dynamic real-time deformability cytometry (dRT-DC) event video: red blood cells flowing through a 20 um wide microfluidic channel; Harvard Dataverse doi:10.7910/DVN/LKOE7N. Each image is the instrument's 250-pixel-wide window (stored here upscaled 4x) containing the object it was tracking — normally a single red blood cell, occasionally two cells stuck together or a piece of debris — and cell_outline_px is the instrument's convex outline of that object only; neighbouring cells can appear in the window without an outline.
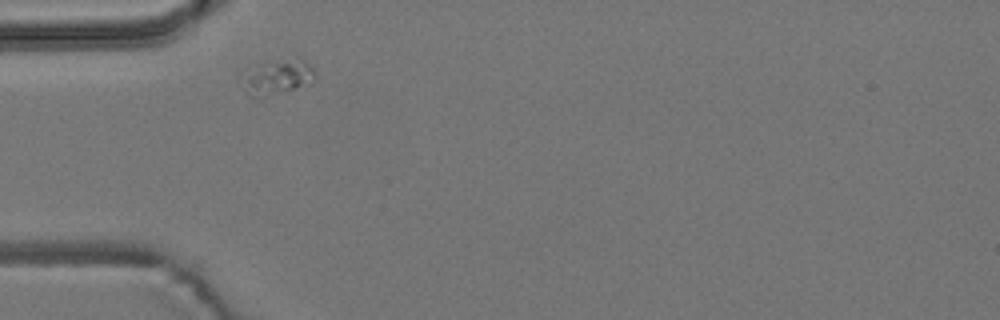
{"species": "common noctule bat (a hibernating species)", "species_latin": "Nyctalus noctula", "temperature_condition": "room temperature", "stored_images_in_passage": 2, "camera_frame_rate_fps": 3000, "um_per_image_px": 0.085, "animal": {"sex": "male", "body_mass_g": 19.2, "forearm_length_mm": 51.8}, "frame": {"image": 1, "passage_image": 1, "time_ms": 0.0, "image_size_px": [1000, 320], "cell_outline_px": [[316, 80], [292, 88], [252, 96], [248, 96], [244, 80], [264, 60], [300, 56], [316, 72]], "centroid_in_image_um": [23.73, 6.43], "position_along_channel_um": 61.3, "area_um2": 13.87}}
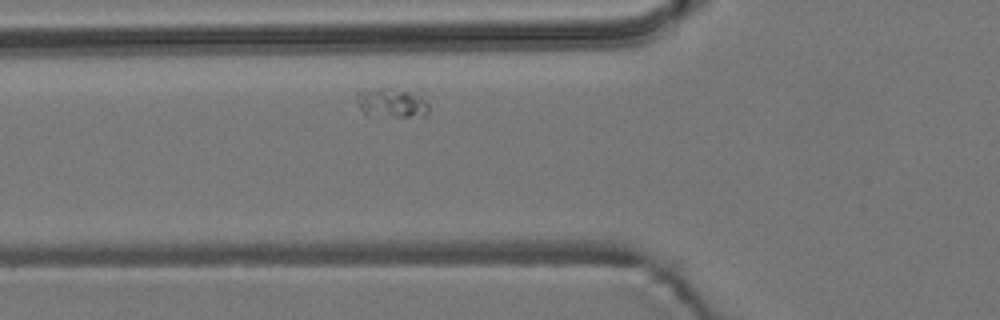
{"frame": {"image": 2, "passage_image": 2, "time_ms": 1.0, "image_size_px": [1000, 320], "cell_outline_px": [[428, 112], [424, 116], [368, 116], [360, 108], [356, 96], [356, 92], [380, 88], [388, 88], [408, 92], [420, 96], [428, 104]], "centroid_in_image_um": [33.26, 8.76], "position_along_channel_um": 92.5, "area_um2": 12.02}}